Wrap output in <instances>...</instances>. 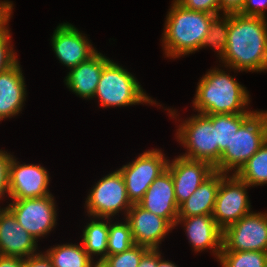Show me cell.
<instances>
[{
	"instance_id": "6da1fadb",
	"label": "cell",
	"mask_w": 267,
	"mask_h": 267,
	"mask_svg": "<svg viewBox=\"0 0 267 267\" xmlns=\"http://www.w3.org/2000/svg\"><path fill=\"white\" fill-rule=\"evenodd\" d=\"M222 66L240 72H267V18L229 14Z\"/></svg>"
},
{
	"instance_id": "7a4b0ae2",
	"label": "cell",
	"mask_w": 267,
	"mask_h": 267,
	"mask_svg": "<svg viewBox=\"0 0 267 267\" xmlns=\"http://www.w3.org/2000/svg\"><path fill=\"white\" fill-rule=\"evenodd\" d=\"M231 71L237 72V74L239 72L221 64L215 65L198 80L196 92L191 102L194 112L213 115L244 114L256 111L249 107L251 95L247 87L240 84L241 82H238L234 75H230Z\"/></svg>"
},
{
	"instance_id": "3957f363",
	"label": "cell",
	"mask_w": 267,
	"mask_h": 267,
	"mask_svg": "<svg viewBox=\"0 0 267 267\" xmlns=\"http://www.w3.org/2000/svg\"><path fill=\"white\" fill-rule=\"evenodd\" d=\"M215 17L206 12L186 9L173 0L160 39L164 58L176 60L199 52Z\"/></svg>"
},
{
	"instance_id": "277c9868",
	"label": "cell",
	"mask_w": 267,
	"mask_h": 267,
	"mask_svg": "<svg viewBox=\"0 0 267 267\" xmlns=\"http://www.w3.org/2000/svg\"><path fill=\"white\" fill-rule=\"evenodd\" d=\"M98 99L101 108L128 107L132 105H154L160 108L162 104L152 99L136 76L127 68L113 59L103 68L96 93L93 99Z\"/></svg>"
},
{
	"instance_id": "5b68a950",
	"label": "cell",
	"mask_w": 267,
	"mask_h": 267,
	"mask_svg": "<svg viewBox=\"0 0 267 267\" xmlns=\"http://www.w3.org/2000/svg\"><path fill=\"white\" fill-rule=\"evenodd\" d=\"M170 108V109H169ZM170 118L177 124L175 138L185 150L180 156L198 161H205L213 168L218 164V145L216 144V127L204 114H194L186 119H179L178 110L164 107ZM178 117V120H177ZM180 121V122H179Z\"/></svg>"
},
{
	"instance_id": "8992f818",
	"label": "cell",
	"mask_w": 267,
	"mask_h": 267,
	"mask_svg": "<svg viewBox=\"0 0 267 267\" xmlns=\"http://www.w3.org/2000/svg\"><path fill=\"white\" fill-rule=\"evenodd\" d=\"M267 141V110H256L237 130L215 171L236 174Z\"/></svg>"
},
{
	"instance_id": "52a82bcc",
	"label": "cell",
	"mask_w": 267,
	"mask_h": 267,
	"mask_svg": "<svg viewBox=\"0 0 267 267\" xmlns=\"http://www.w3.org/2000/svg\"><path fill=\"white\" fill-rule=\"evenodd\" d=\"M94 183L85 198V215L117 219V215L120 217L119 214H124L122 219H125L132 204L127 197L126 186L120 170L117 168Z\"/></svg>"
},
{
	"instance_id": "ba28073f",
	"label": "cell",
	"mask_w": 267,
	"mask_h": 267,
	"mask_svg": "<svg viewBox=\"0 0 267 267\" xmlns=\"http://www.w3.org/2000/svg\"><path fill=\"white\" fill-rule=\"evenodd\" d=\"M164 153L162 149L151 148L118 168L131 204H138L153 181L167 169L169 159Z\"/></svg>"
},
{
	"instance_id": "9c48e42d",
	"label": "cell",
	"mask_w": 267,
	"mask_h": 267,
	"mask_svg": "<svg viewBox=\"0 0 267 267\" xmlns=\"http://www.w3.org/2000/svg\"><path fill=\"white\" fill-rule=\"evenodd\" d=\"M9 202L6 207L37 241L48 236L57 227L59 209L53 194L41 198L9 199Z\"/></svg>"
},
{
	"instance_id": "30bf717a",
	"label": "cell",
	"mask_w": 267,
	"mask_h": 267,
	"mask_svg": "<svg viewBox=\"0 0 267 267\" xmlns=\"http://www.w3.org/2000/svg\"><path fill=\"white\" fill-rule=\"evenodd\" d=\"M248 188L236 174L221 173L212 217L222 230L253 211Z\"/></svg>"
},
{
	"instance_id": "8fae6325",
	"label": "cell",
	"mask_w": 267,
	"mask_h": 267,
	"mask_svg": "<svg viewBox=\"0 0 267 267\" xmlns=\"http://www.w3.org/2000/svg\"><path fill=\"white\" fill-rule=\"evenodd\" d=\"M221 251L267 252V212L252 211L226 227Z\"/></svg>"
},
{
	"instance_id": "7c38bea8",
	"label": "cell",
	"mask_w": 267,
	"mask_h": 267,
	"mask_svg": "<svg viewBox=\"0 0 267 267\" xmlns=\"http://www.w3.org/2000/svg\"><path fill=\"white\" fill-rule=\"evenodd\" d=\"M50 43L59 63L67 70L87 61L98 51L87 34L69 22L59 23L55 27Z\"/></svg>"
},
{
	"instance_id": "4fadbf2b",
	"label": "cell",
	"mask_w": 267,
	"mask_h": 267,
	"mask_svg": "<svg viewBox=\"0 0 267 267\" xmlns=\"http://www.w3.org/2000/svg\"><path fill=\"white\" fill-rule=\"evenodd\" d=\"M12 156L9 164V199L41 198L52 194L49 171L41 164L22 163Z\"/></svg>"
},
{
	"instance_id": "5bb4252c",
	"label": "cell",
	"mask_w": 267,
	"mask_h": 267,
	"mask_svg": "<svg viewBox=\"0 0 267 267\" xmlns=\"http://www.w3.org/2000/svg\"><path fill=\"white\" fill-rule=\"evenodd\" d=\"M125 220L129 223L134 243L149 249H161V244L174 229L165 218L132 204Z\"/></svg>"
},
{
	"instance_id": "9a60e30c",
	"label": "cell",
	"mask_w": 267,
	"mask_h": 267,
	"mask_svg": "<svg viewBox=\"0 0 267 267\" xmlns=\"http://www.w3.org/2000/svg\"><path fill=\"white\" fill-rule=\"evenodd\" d=\"M178 225H182L192 252L196 254L210 250L211 255L219 260L223 230L216 224L212 215L178 217L174 228Z\"/></svg>"
},
{
	"instance_id": "2e32d148",
	"label": "cell",
	"mask_w": 267,
	"mask_h": 267,
	"mask_svg": "<svg viewBox=\"0 0 267 267\" xmlns=\"http://www.w3.org/2000/svg\"><path fill=\"white\" fill-rule=\"evenodd\" d=\"M167 169L172 175L175 198L180 206L215 171L205 161L191 160L180 155L169 159Z\"/></svg>"
},
{
	"instance_id": "e0dca14e",
	"label": "cell",
	"mask_w": 267,
	"mask_h": 267,
	"mask_svg": "<svg viewBox=\"0 0 267 267\" xmlns=\"http://www.w3.org/2000/svg\"><path fill=\"white\" fill-rule=\"evenodd\" d=\"M37 242L6 206H0V255L28 258L41 252Z\"/></svg>"
},
{
	"instance_id": "ac0fdd59",
	"label": "cell",
	"mask_w": 267,
	"mask_h": 267,
	"mask_svg": "<svg viewBox=\"0 0 267 267\" xmlns=\"http://www.w3.org/2000/svg\"><path fill=\"white\" fill-rule=\"evenodd\" d=\"M138 204L167 219L175 227L179 206L175 198L172 175L168 169L153 181Z\"/></svg>"
},
{
	"instance_id": "d6986e66",
	"label": "cell",
	"mask_w": 267,
	"mask_h": 267,
	"mask_svg": "<svg viewBox=\"0 0 267 267\" xmlns=\"http://www.w3.org/2000/svg\"><path fill=\"white\" fill-rule=\"evenodd\" d=\"M20 60L0 73V122L15 118L24 109L27 97L25 76Z\"/></svg>"
},
{
	"instance_id": "ffe728a7",
	"label": "cell",
	"mask_w": 267,
	"mask_h": 267,
	"mask_svg": "<svg viewBox=\"0 0 267 267\" xmlns=\"http://www.w3.org/2000/svg\"><path fill=\"white\" fill-rule=\"evenodd\" d=\"M109 57L97 51L87 61L70 69L64 78V85L76 96L93 100L104 65Z\"/></svg>"
},
{
	"instance_id": "44dd1931",
	"label": "cell",
	"mask_w": 267,
	"mask_h": 267,
	"mask_svg": "<svg viewBox=\"0 0 267 267\" xmlns=\"http://www.w3.org/2000/svg\"><path fill=\"white\" fill-rule=\"evenodd\" d=\"M220 181L221 172L214 171L196 191L179 206L178 217L212 215Z\"/></svg>"
},
{
	"instance_id": "7402d4cb",
	"label": "cell",
	"mask_w": 267,
	"mask_h": 267,
	"mask_svg": "<svg viewBox=\"0 0 267 267\" xmlns=\"http://www.w3.org/2000/svg\"><path fill=\"white\" fill-rule=\"evenodd\" d=\"M88 218L80 243L93 260H104L107 257L109 218Z\"/></svg>"
},
{
	"instance_id": "603a6c76",
	"label": "cell",
	"mask_w": 267,
	"mask_h": 267,
	"mask_svg": "<svg viewBox=\"0 0 267 267\" xmlns=\"http://www.w3.org/2000/svg\"><path fill=\"white\" fill-rule=\"evenodd\" d=\"M43 252L51 260L53 267H91L93 262L79 242L56 244Z\"/></svg>"
},
{
	"instance_id": "cb8c5ba5",
	"label": "cell",
	"mask_w": 267,
	"mask_h": 267,
	"mask_svg": "<svg viewBox=\"0 0 267 267\" xmlns=\"http://www.w3.org/2000/svg\"><path fill=\"white\" fill-rule=\"evenodd\" d=\"M252 114L253 113L206 115L212 121L214 127H216L218 163L221 159V154L229 147L233 135Z\"/></svg>"
},
{
	"instance_id": "d4e9b609",
	"label": "cell",
	"mask_w": 267,
	"mask_h": 267,
	"mask_svg": "<svg viewBox=\"0 0 267 267\" xmlns=\"http://www.w3.org/2000/svg\"><path fill=\"white\" fill-rule=\"evenodd\" d=\"M236 175L252 188L267 184V141Z\"/></svg>"
},
{
	"instance_id": "484cf974",
	"label": "cell",
	"mask_w": 267,
	"mask_h": 267,
	"mask_svg": "<svg viewBox=\"0 0 267 267\" xmlns=\"http://www.w3.org/2000/svg\"><path fill=\"white\" fill-rule=\"evenodd\" d=\"M228 28L229 14L216 16L210 23L208 34L201 45V49L211 47L210 49L216 52L219 63L223 60L227 47Z\"/></svg>"
},
{
	"instance_id": "4316f807",
	"label": "cell",
	"mask_w": 267,
	"mask_h": 267,
	"mask_svg": "<svg viewBox=\"0 0 267 267\" xmlns=\"http://www.w3.org/2000/svg\"><path fill=\"white\" fill-rule=\"evenodd\" d=\"M117 219L109 218L107 255L122 253L135 244L129 223L125 219Z\"/></svg>"
},
{
	"instance_id": "83f0119b",
	"label": "cell",
	"mask_w": 267,
	"mask_h": 267,
	"mask_svg": "<svg viewBox=\"0 0 267 267\" xmlns=\"http://www.w3.org/2000/svg\"><path fill=\"white\" fill-rule=\"evenodd\" d=\"M217 262L221 267H267V252L221 251Z\"/></svg>"
},
{
	"instance_id": "f1b7e54d",
	"label": "cell",
	"mask_w": 267,
	"mask_h": 267,
	"mask_svg": "<svg viewBox=\"0 0 267 267\" xmlns=\"http://www.w3.org/2000/svg\"><path fill=\"white\" fill-rule=\"evenodd\" d=\"M149 248L134 244L128 250L113 255H107L104 259L110 267H138L142 256Z\"/></svg>"
},
{
	"instance_id": "f546056e",
	"label": "cell",
	"mask_w": 267,
	"mask_h": 267,
	"mask_svg": "<svg viewBox=\"0 0 267 267\" xmlns=\"http://www.w3.org/2000/svg\"><path fill=\"white\" fill-rule=\"evenodd\" d=\"M12 39L9 27L0 29V73L9 69L19 60Z\"/></svg>"
},
{
	"instance_id": "4dcf8cb0",
	"label": "cell",
	"mask_w": 267,
	"mask_h": 267,
	"mask_svg": "<svg viewBox=\"0 0 267 267\" xmlns=\"http://www.w3.org/2000/svg\"><path fill=\"white\" fill-rule=\"evenodd\" d=\"M13 153L0 149V201L9 200V164Z\"/></svg>"
},
{
	"instance_id": "1f68e13d",
	"label": "cell",
	"mask_w": 267,
	"mask_h": 267,
	"mask_svg": "<svg viewBox=\"0 0 267 267\" xmlns=\"http://www.w3.org/2000/svg\"><path fill=\"white\" fill-rule=\"evenodd\" d=\"M179 5L193 11L220 15V0H175Z\"/></svg>"
},
{
	"instance_id": "d6a6232c",
	"label": "cell",
	"mask_w": 267,
	"mask_h": 267,
	"mask_svg": "<svg viewBox=\"0 0 267 267\" xmlns=\"http://www.w3.org/2000/svg\"><path fill=\"white\" fill-rule=\"evenodd\" d=\"M267 0H246L240 14L267 18Z\"/></svg>"
},
{
	"instance_id": "836d02e7",
	"label": "cell",
	"mask_w": 267,
	"mask_h": 267,
	"mask_svg": "<svg viewBox=\"0 0 267 267\" xmlns=\"http://www.w3.org/2000/svg\"><path fill=\"white\" fill-rule=\"evenodd\" d=\"M13 1L0 0V29L8 28L14 10Z\"/></svg>"
},
{
	"instance_id": "e575fe53",
	"label": "cell",
	"mask_w": 267,
	"mask_h": 267,
	"mask_svg": "<svg viewBox=\"0 0 267 267\" xmlns=\"http://www.w3.org/2000/svg\"><path fill=\"white\" fill-rule=\"evenodd\" d=\"M246 0H220V15L240 13Z\"/></svg>"
},
{
	"instance_id": "d590c367",
	"label": "cell",
	"mask_w": 267,
	"mask_h": 267,
	"mask_svg": "<svg viewBox=\"0 0 267 267\" xmlns=\"http://www.w3.org/2000/svg\"><path fill=\"white\" fill-rule=\"evenodd\" d=\"M23 267H53L51 260L44 252L24 259Z\"/></svg>"
},
{
	"instance_id": "8d00e7d4",
	"label": "cell",
	"mask_w": 267,
	"mask_h": 267,
	"mask_svg": "<svg viewBox=\"0 0 267 267\" xmlns=\"http://www.w3.org/2000/svg\"><path fill=\"white\" fill-rule=\"evenodd\" d=\"M138 267H156V249H149L142 256Z\"/></svg>"
},
{
	"instance_id": "74e56055",
	"label": "cell",
	"mask_w": 267,
	"mask_h": 267,
	"mask_svg": "<svg viewBox=\"0 0 267 267\" xmlns=\"http://www.w3.org/2000/svg\"><path fill=\"white\" fill-rule=\"evenodd\" d=\"M24 259L0 255V267H23Z\"/></svg>"
},
{
	"instance_id": "f35d334b",
	"label": "cell",
	"mask_w": 267,
	"mask_h": 267,
	"mask_svg": "<svg viewBox=\"0 0 267 267\" xmlns=\"http://www.w3.org/2000/svg\"><path fill=\"white\" fill-rule=\"evenodd\" d=\"M162 250L156 249V267H179L178 265L175 264V262H172L170 260H166L164 258V255L162 257L161 253Z\"/></svg>"
},
{
	"instance_id": "ab89813d",
	"label": "cell",
	"mask_w": 267,
	"mask_h": 267,
	"mask_svg": "<svg viewBox=\"0 0 267 267\" xmlns=\"http://www.w3.org/2000/svg\"><path fill=\"white\" fill-rule=\"evenodd\" d=\"M91 267H110V266L106 263L105 260H93Z\"/></svg>"
}]
</instances>
